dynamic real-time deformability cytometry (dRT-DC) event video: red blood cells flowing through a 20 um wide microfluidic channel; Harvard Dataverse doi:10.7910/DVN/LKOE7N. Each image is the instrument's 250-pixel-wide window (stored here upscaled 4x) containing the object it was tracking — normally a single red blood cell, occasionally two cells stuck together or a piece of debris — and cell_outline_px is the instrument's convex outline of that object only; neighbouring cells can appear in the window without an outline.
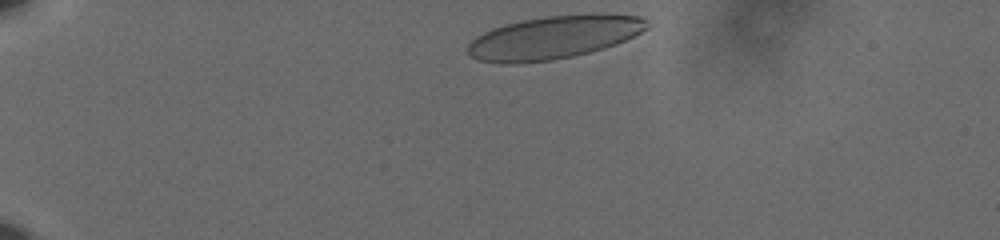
{"species": "human", "species_latin": "Homo sapiens", "temperature_condition": "cold", "stored_images_in_passage": 38, "camera_frame_rate_fps": 3000, "um_per_image_px": 0.085, "donor": {"sex": "male"}, "frame": {"image": 1, "passage_image": 1, "time_ms": 0.0, "image_size_px": [1000, 240], "cell_outline_px": [[648, 28], [616, 44], [604, 48], [572, 56], [552, 60], [516, 64], [500, 64], [476, 60], [468, 52], [468, 44], [476, 36], [492, 28], [504, 24], [520, 20], [544, 16], [588, 12], [608, 12], [640, 16], [644, 20]], "centroid_in_image_um": [47.06, 3.15], "position_along_channel_um": 37.9, "area_um2": 45.66}}
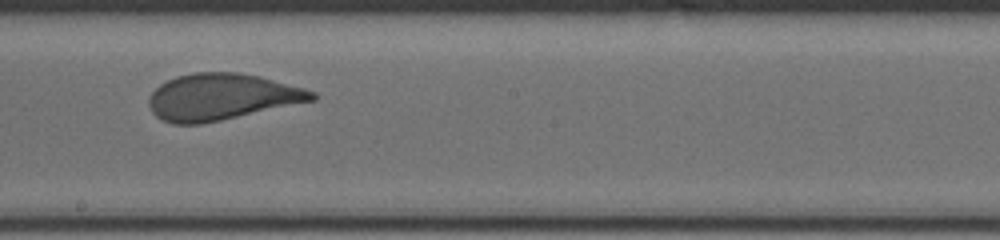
{"frame": {"image": 2, "passage_image": 23, "time_ms": 7.333, "image_size_px": [1000, 240], "cell_outline_px": [[316, 100], [220, 120], [200, 124], [172, 124], [160, 120], [152, 112], [148, 104], [148, 100], [152, 92], [160, 84], [176, 76], [192, 72], [240, 72], [260, 76], [304, 88], [316, 92]], "centroid_in_image_um": [18.81, 8.23], "position_along_channel_um": 229.4, "area_um2": 44.22}}
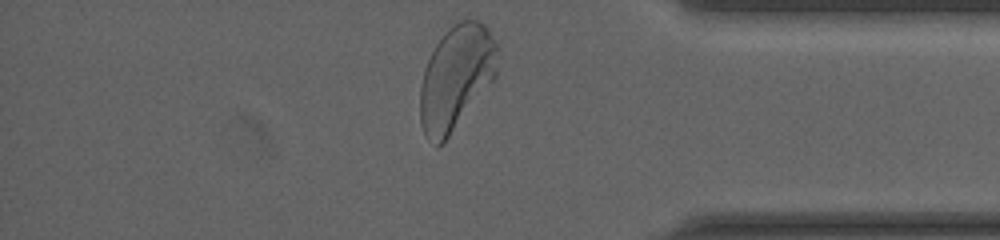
{"frame": {"image": 3, "passage_image": 38, "time_ms": 12.333, "image_size_px": [1000, 240], "cell_outline_px": [[500, 48], [496, 76], [444, 144], [436, 148], [424, 136], [420, 124], [420, 88], [424, 72], [428, 60], [436, 44], [444, 32], [448, 28], [460, 20], [480, 20], [488, 28]], "centroid_in_image_um": [38.78, 6.62], "position_along_channel_um": 396.4, "area_um2": 47.69}, "authors_computed_cell_mechanics": {"area_um2": 45.1418, "velocity_mm_per_s": 3.6055, "shape_relaxation_time_tau1_ms": 5.3753, "shape_relaxation_time_tau2_ms": null, "deformation_change_tau1": 0.1788, "deformation_change_tau2": null}}